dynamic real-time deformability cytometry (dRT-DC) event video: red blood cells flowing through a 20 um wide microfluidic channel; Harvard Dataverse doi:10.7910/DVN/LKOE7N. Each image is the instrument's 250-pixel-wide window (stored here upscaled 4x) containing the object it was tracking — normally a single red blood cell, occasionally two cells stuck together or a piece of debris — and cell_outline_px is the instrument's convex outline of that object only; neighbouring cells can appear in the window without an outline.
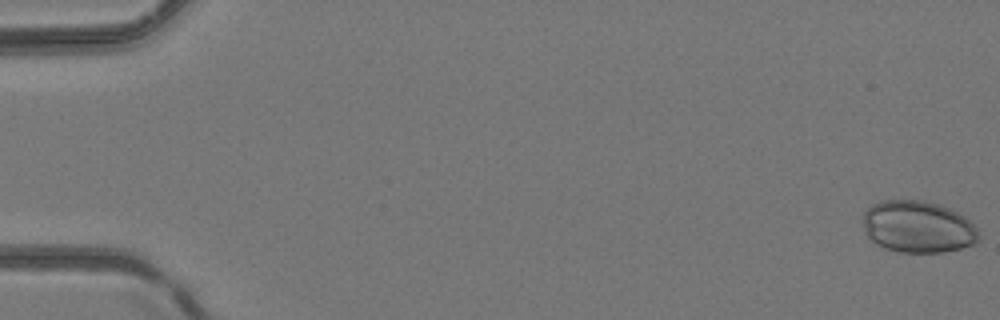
{"species": "common noctule bat (a hibernating species)", "species_latin": "Nyctalus noctula", "temperature_condition": "room temperature", "stored_images_in_passage": 49, "camera_frame_rate_fps": 3000, "um_per_image_px": 0.085, "animal": {"sex": "female", "body_mass_g": 24.6, "forearm_length_mm": 56.2}, "frame": {"image": 1, "passage_image": 1, "time_ms": 0.0, "image_size_px": [1000, 320], "cell_outline_px": [[980, 240], [976, 244], [944, 252], [900, 252], [884, 248], [872, 240], [864, 232], [864, 212], [872, 204], [880, 200], [924, 200], [948, 208], [964, 216], [976, 228], [980, 236]], "centroid_in_image_um": [78.03, 19.28], "position_along_channel_um": 7.0, "area_um2": 35.03}}
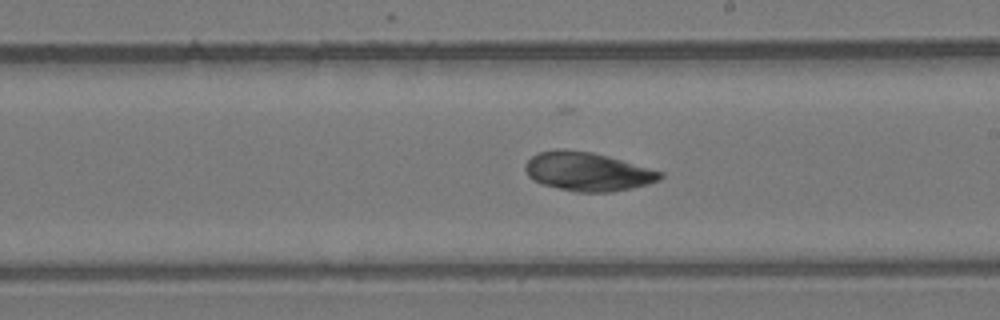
{"frame": {"image": 2, "passage_image": 29, "time_ms": 9.333, "image_size_px": [1000, 320], "cell_outline_px": [[664, 176], [660, 180], [648, 184], [632, 188], [612, 192], [576, 192], [540, 184], [532, 180], [528, 176], [524, 168], [524, 164], [532, 156], [540, 152], [556, 148], [564, 148], [592, 152], [608, 156], [664, 172]], "centroid_in_image_um": [49.93, 14.58], "position_along_channel_um": 239.1, "area_um2": 30.81}}
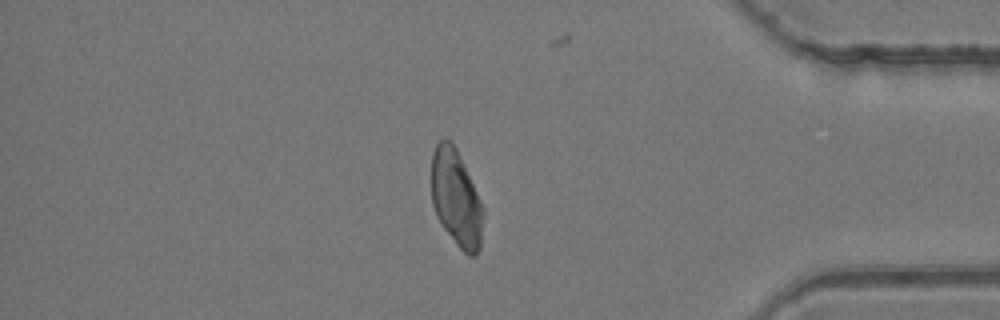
{"frame": {"image": 3, "passage_image": 42, "time_ms": 13.667, "image_size_px": [1000, 320], "cell_outline_px": [[484, 212], [480, 248], [476, 256], [468, 256], [456, 244], [440, 224], [436, 216], [432, 204], [432, 152], [436, 144], [444, 136], [456, 148], [484, 208]], "centroid_in_image_um": [38.77, 16.88], "position_along_channel_um": 396.4, "area_um2": 29.19}}